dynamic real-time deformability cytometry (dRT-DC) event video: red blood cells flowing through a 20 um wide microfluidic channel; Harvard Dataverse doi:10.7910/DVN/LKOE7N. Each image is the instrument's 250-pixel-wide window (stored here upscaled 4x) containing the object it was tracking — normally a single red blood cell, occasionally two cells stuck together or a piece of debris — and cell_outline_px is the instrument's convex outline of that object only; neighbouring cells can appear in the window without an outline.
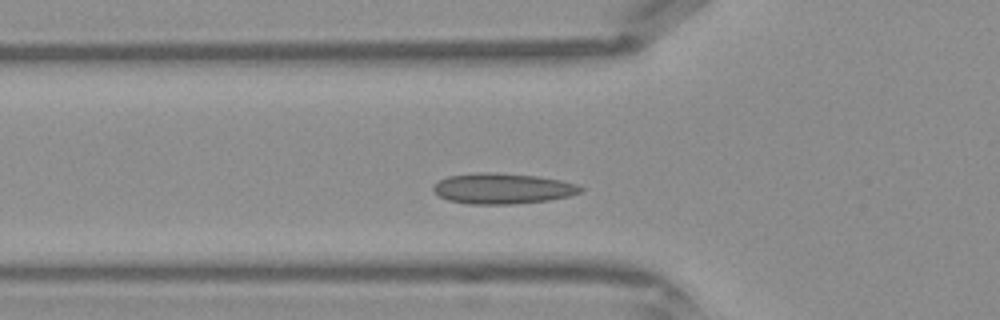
{"species": "Egyptian fruit bat (a non-hibernating species)", "species_latin": "Rousettus aegyptiacus", "temperature_condition": "warm", "stored_images_in_passage": 38, "camera_frame_rate_fps": 3000, "um_per_image_px": 0.085, "frame": {"image": 1, "passage_image": 9, "time_ms": 2.667, "image_size_px": [1000, 320], "cell_outline_px": [[584, 188], [580, 192], [568, 196], [548, 200], [512, 204], [468, 204], [448, 200], [440, 196], [432, 188], [440, 180], [448, 176], [476, 172], [484, 172], [536, 176], [560, 180], [580, 184]], "centroid_in_image_um": [42.73, 16.02], "position_along_channel_um": 83.1, "area_um2": 26.07}}
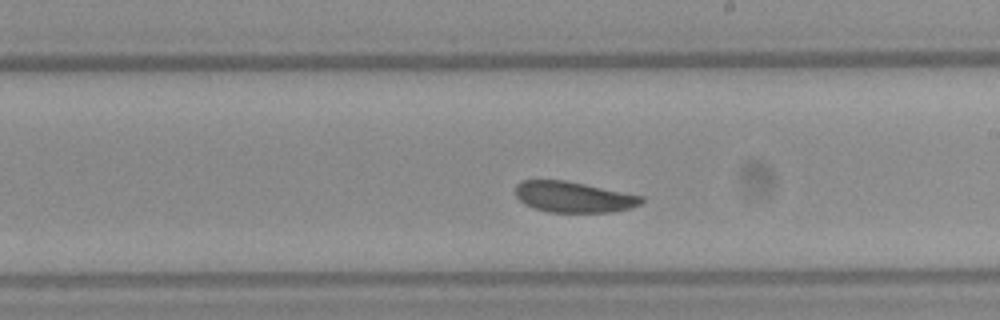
{"frame": {"image": 2, "passage_image": 19, "time_ms": 6.0, "image_size_px": [1000, 320], "cell_outline_px": [[644, 200], [640, 204], [632, 208], [612, 212], [548, 212], [532, 208], [524, 204], [516, 196], [516, 184], [520, 180], [564, 180], [644, 196]], "centroid_in_image_um": [48.74, 16.75], "position_along_channel_um": 240.3, "area_um2": 22.72}}
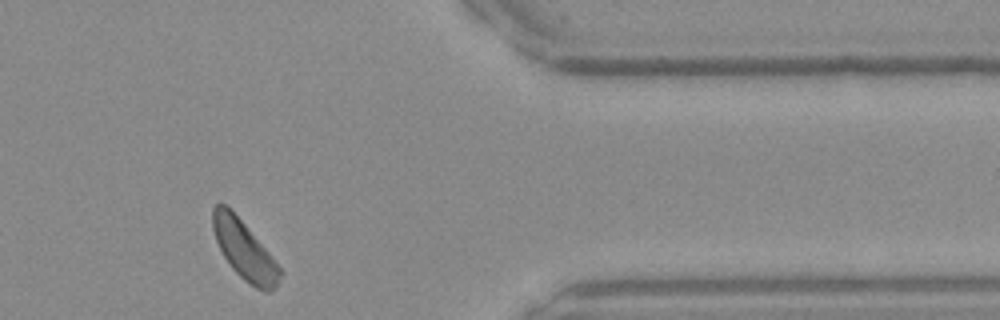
{"frame": {"image": 3, "passage_image": 30, "time_ms": 9.667, "image_size_px": [1000, 320], "cell_outline_px": [[284, 272], [276, 284], [268, 292], [264, 292], [248, 284], [232, 268], [224, 256], [216, 240], [212, 228], [212, 208], [220, 200], [244, 224], [268, 252]], "centroid_in_image_um": [20.75, 21.27], "position_along_channel_um": 390.6, "area_um2": 22.48}}